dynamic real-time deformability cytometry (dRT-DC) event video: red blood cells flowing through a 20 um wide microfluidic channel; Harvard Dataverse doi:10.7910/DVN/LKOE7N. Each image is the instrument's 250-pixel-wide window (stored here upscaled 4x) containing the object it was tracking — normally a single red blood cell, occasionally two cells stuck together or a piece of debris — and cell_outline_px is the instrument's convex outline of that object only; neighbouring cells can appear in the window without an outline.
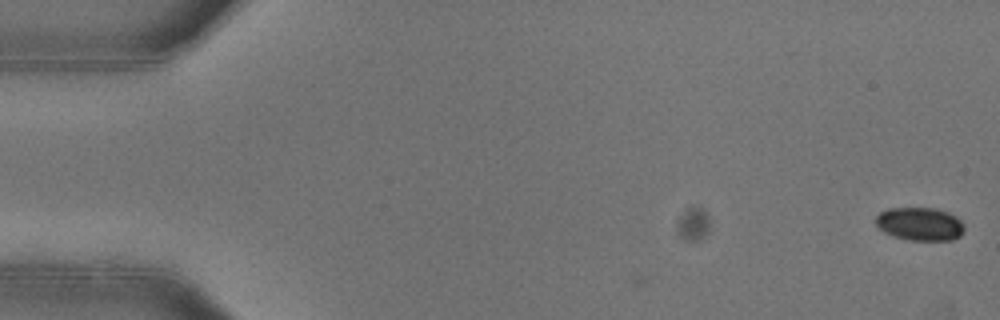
{"species": "common noctule bat (a hibernating species)", "species_latin": "Nyctalus noctula", "temperature_condition": "warm", "stored_images_in_passage": 3, "camera_frame_rate_fps": 3000, "um_per_image_px": 0.085, "animal": {"sex": "female"}, "frame": {"image": 1, "passage_image": 3, "time_ms": 0.667, "image_size_px": [1000, 320], "cell_outline_px": [[964, 232], [960, 236], [952, 240], [908, 240], [892, 236], [884, 232], [876, 224], [876, 216], [880, 212], [888, 208], [936, 208], [948, 212], [956, 216], [960, 220], [964, 228]], "centroid_in_image_um": [78.19, 19.04], "position_along_channel_um": 6.8, "area_um2": 17.22}}